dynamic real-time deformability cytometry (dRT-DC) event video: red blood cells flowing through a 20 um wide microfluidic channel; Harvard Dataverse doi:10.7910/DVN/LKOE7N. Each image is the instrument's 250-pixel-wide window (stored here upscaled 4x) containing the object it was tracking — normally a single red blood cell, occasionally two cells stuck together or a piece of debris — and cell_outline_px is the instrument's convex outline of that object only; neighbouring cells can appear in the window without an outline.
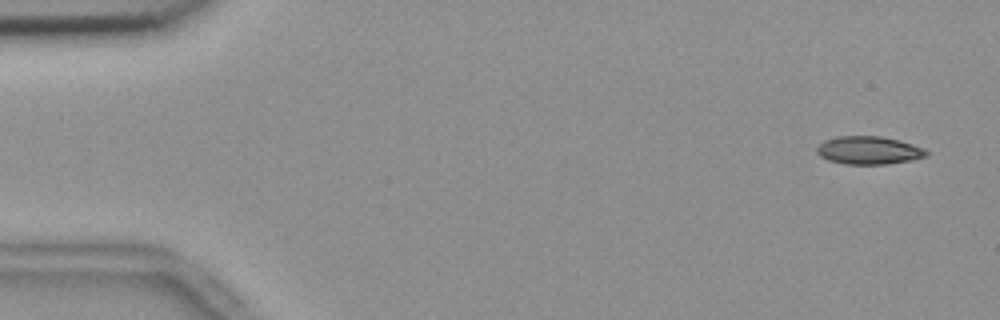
{"species": "common noctule bat (a hibernating species)", "species_latin": "Nyctalus noctula", "temperature_condition": "room temperature", "stored_images_in_passage": 52, "camera_frame_rate_fps": 3000, "um_per_image_px": 0.085, "animal": {"sex": "female", "body_mass_g": 18.4}, "frame": {"image": 1, "passage_image": 3, "time_ms": 0.667, "image_size_px": [1000, 320], "cell_outline_px": [[928, 156], [912, 160], [888, 164], [844, 164], [828, 160], [820, 156], [816, 152], [816, 148], [824, 140], [836, 136], [880, 136], [900, 140], [924, 148], [928, 152]], "centroid_in_image_um": [73.85, 12.78], "position_along_channel_um": 11.2, "area_um2": 18.03}}
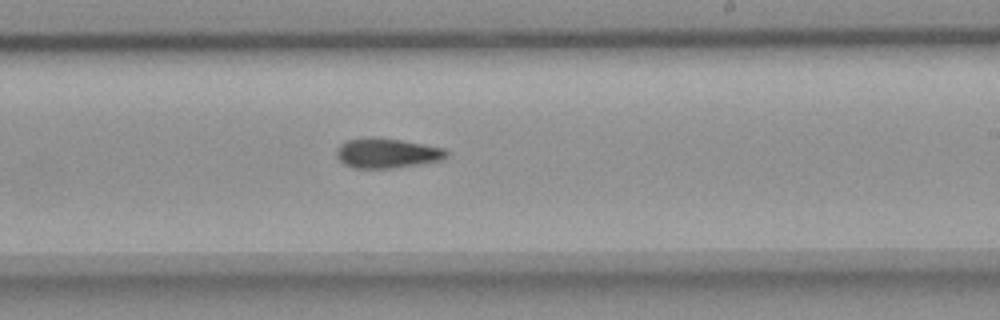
{"frame": {"image": 2, "passage_image": 33, "time_ms": 10.667, "image_size_px": [1000, 320], "cell_outline_px": [[448, 156], [444, 160], [396, 168], [352, 168], [344, 164], [336, 156], [336, 148], [344, 140], [368, 136], [372, 136], [400, 140], [444, 148], [448, 152]], "centroid_in_image_um": [32.86, 13.01], "position_along_channel_um": 256.1, "area_um2": 19.48}}
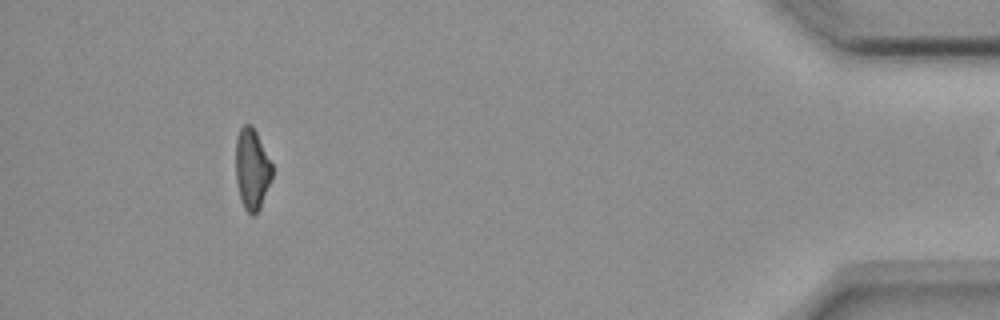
{"frame": {"image": 3, "passage_image": 51, "time_ms": 16.667, "image_size_px": [1000, 320], "cell_outline_px": [[272, 176], [260, 208], [252, 216], [244, 208], [240, 200], [236, 180], [236, 136], [240, 128], [244, 124], [252, 124], [272, 164]], "centroid_in_image_um": [21.4, 14.36], "position_along_channel_um": 413.8, "area_um2": 17.11}}